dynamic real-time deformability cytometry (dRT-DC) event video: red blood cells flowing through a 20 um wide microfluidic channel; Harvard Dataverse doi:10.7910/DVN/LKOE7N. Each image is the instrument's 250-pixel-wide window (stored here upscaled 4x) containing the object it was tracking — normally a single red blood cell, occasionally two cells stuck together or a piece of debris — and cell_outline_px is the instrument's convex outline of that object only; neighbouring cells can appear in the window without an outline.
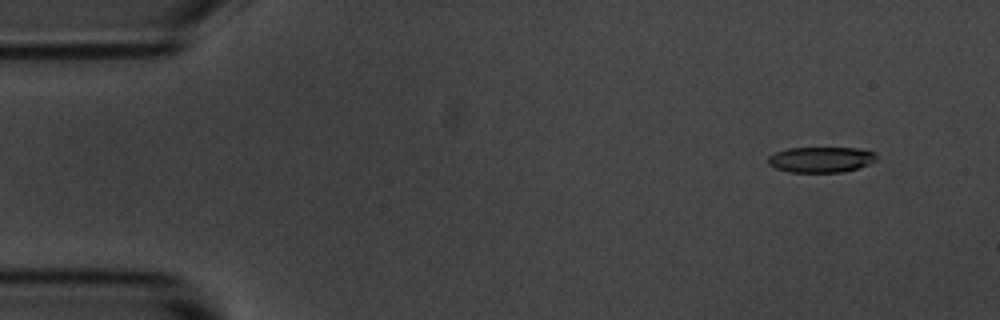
{"species": "common noctule bat (a hibernating species)", "species_latin": "Nyctalus noctula", "temperature_condition": "room temperature", "stored_images_in_passage": 6, "camera_frame_rate_fps": 3000, "um_per_image_px": 0.085, "animal": {"sex": "male", "body_mass_g": 20.1, "forearm_length_mm": 53.5}, "frame": {"image": 1, "passage_image": 2, "time_ms": 1.333, "image_size_px": [1000, 320], "cell_outline_px": [[876, 160], [868, 164], [844, 172], [788, 172], [776, 168], [768, 164], [768, 156], [776, 152], [788, 148], [856, 148], [876, 152]], "centroid_in_image_um": [69.77, 13.56], "position_along_channel_um": 15.2, "area_um2": 16.13}}
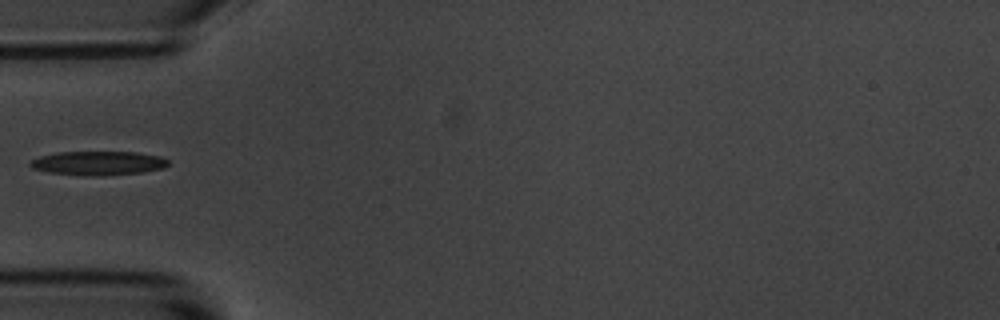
{"frame": {"image": 2, "passage_image": 5, "time_ms": 5.667, "image_size_px": [1000, 320], "cell_outline_px": [[168, 164], [164, 168], [144, 172], [104, 176], [88, 176], [48, 172], [32, 168], [28, 164], [28, 160], [40, 156], [60, 152], [136, 152], [160, 156], [168, 160]], "centroid_in_image_um": [8.33, 13.87], "position_along_channel_um": 76.7, "area_um2": 19.48}}